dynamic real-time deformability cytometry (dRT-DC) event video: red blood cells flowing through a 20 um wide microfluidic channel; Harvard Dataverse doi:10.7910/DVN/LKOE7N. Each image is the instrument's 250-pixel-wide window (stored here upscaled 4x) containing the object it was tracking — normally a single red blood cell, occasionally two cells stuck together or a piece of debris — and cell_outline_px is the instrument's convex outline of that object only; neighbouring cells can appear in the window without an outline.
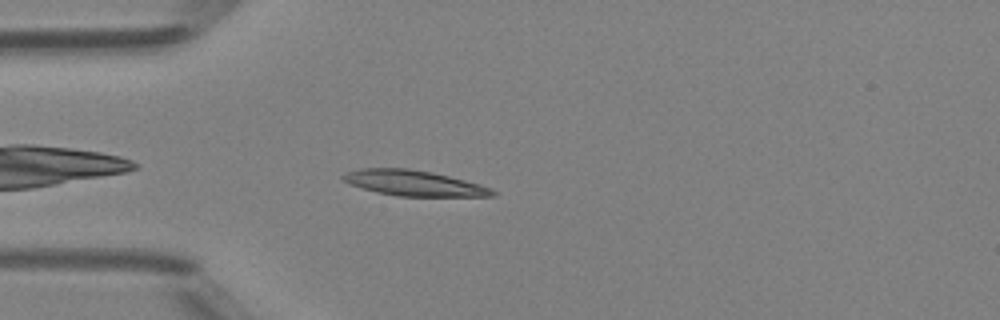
{"species": "Egyptian fruit bat (a non-hibernating species)", "species_latin": "Rousettus aegyptiacus", "temperature_condition": "room temperature", "stored_images_in_passage": 39, "camera_frame_rate_fps": 3000, "um_per_image_px": 0.085, "animal": {"sex": "female"}, "frame": {"image": 1, "passage_image": 4, "time_ms": 1.0, "image_size_px": [1000, 320], "cell_outline_px": [[496, 196], [396, 196], [376, 192], [352, 184], [344, 180], [340, 176], [348, 172], [360, 168], [408, 168], [432, 172], [480, 184], [492, 188], [496, 192]], "centroid_in_image_um": [35.21, 15.56], "position_along_channel_um": 49.8, "area_um2": 22.02}}
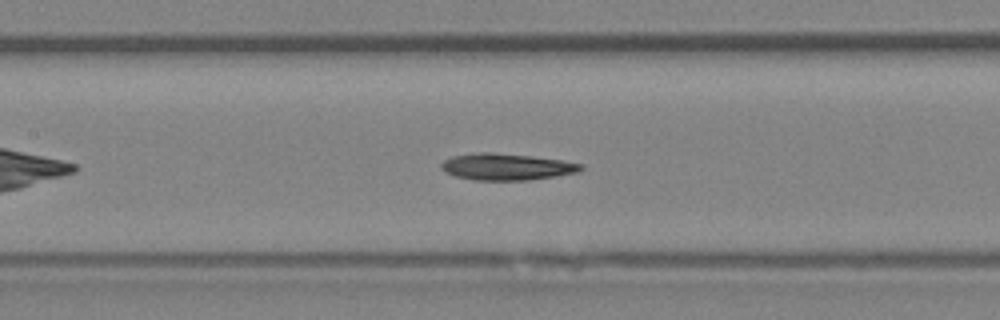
{"frame": {"image": 2, "passage_image": 13, "time_ms": 4.0, "image_size_px": [1000, 320], "cell_outline_px": [[584, 168], [580, 172], [556, 176], [528, 180], [476, 180], [456, 176], [444, 172], [440, 168], [440, 164], [444, 160], [452, 156], [476, 152], [492, 152], [532, 156], [560, 160], [584, 164]], "centroid_in_image_um": [43.06, 14.17], "position_along_channel_um": 164.3, "area_um2": 21.79}}
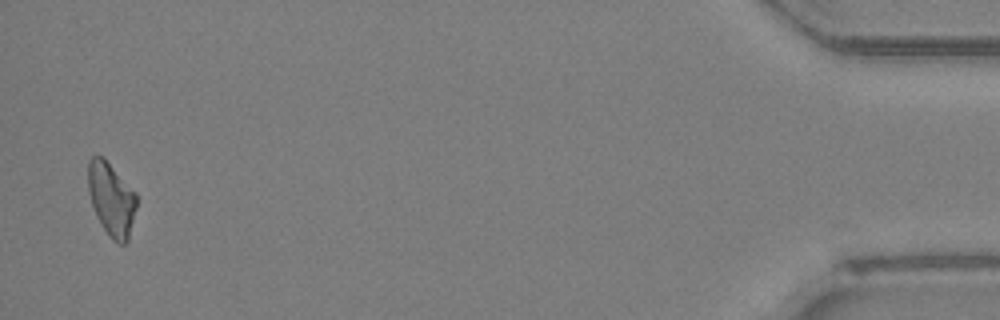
{"frame": {"image": 3, "passage_image": 38, "time_ms": 12.333, "image_size_px": [1000, 320], "cell_outline_px": [[136, 208], [128, 240], [124, 244], [120, 244], [112, 240], [96, 216], [88, 192], [88, 160], [92, 156], [104, 156], [136, 192]], "centroid_in_image_um": [9.46, 16.89], "position_along_channel_um": 425.7, "area_um2": 20.81}, "authors_computed_cell_mechanics": {"area_um2": 21.4438, "velocity_mm_per_s": 4.2275, "shape_relaxation_time_tau1_ms": 5.8732, "shape_relaxation_time_tau2_ms": null, "deformation_change_tau1": 0.1706, "deformation_change_tau2": null}}